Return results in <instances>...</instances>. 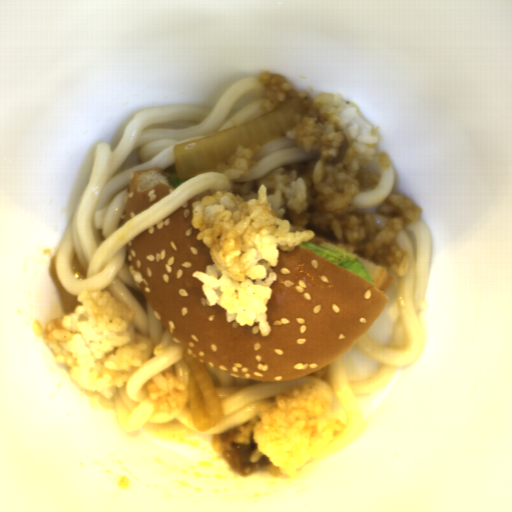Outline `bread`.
Masks as SVG:
<instances>
[{
	"label": "bread",
	"instance_id": "bread-1",
	"mask_svg": "<svg viewBox=\"0 0 512 512\" xmlns=\"http://www.w3.org/2000/svg\"><path fill=\"white\" fill-rule=\"evenodd\" d=\"M192 196L128 242L125 261L152 310L184 352L237 378L267 382L295 379L340 357L377 319L396 279L355 251L370 281L308 249L279 248L277 280L267 302L272 331L257 323L227 322L221 306L210 307L194 271L215 265L198 240Z\"/></svg>",
	"mask_w": 512,
	"mask_h": 512
},
{
	"label": "bread",
	"instance_id": "bread-3",
	"mask_svg": "<svg viewBox=\"0 0 512 512\" xmlns=\"http://www.w3.org/2000/svg\"><path fill=\"white\" fill-rule=\"evenodd\" d=\"M303 242L321 244V245H324V246L332 248V249H333V247L335 245V243H332L330 241L322 239V238L318 237L316 234H314V237L311 240H306V241H303Z\"/></svg>",
	"mask_w": 512,
	"mask_h": 512
},
{
	"label": "bread",
	"instance_id": "bread-2",
	"mask_svg": "<svg viewBox=\"0 0 512 512\" xmlns=\"http://www.w3.org/2000/svg\"><path fill=\"white\" fill-rule=\"evenodd\" d=\"M171 186V175L160 171H137L129 185L124 221H130L143 211L154 206L175 190Z\"/></svg>",
	"mask_w": 512,
	"mask_h": 512
}]
</instances>
